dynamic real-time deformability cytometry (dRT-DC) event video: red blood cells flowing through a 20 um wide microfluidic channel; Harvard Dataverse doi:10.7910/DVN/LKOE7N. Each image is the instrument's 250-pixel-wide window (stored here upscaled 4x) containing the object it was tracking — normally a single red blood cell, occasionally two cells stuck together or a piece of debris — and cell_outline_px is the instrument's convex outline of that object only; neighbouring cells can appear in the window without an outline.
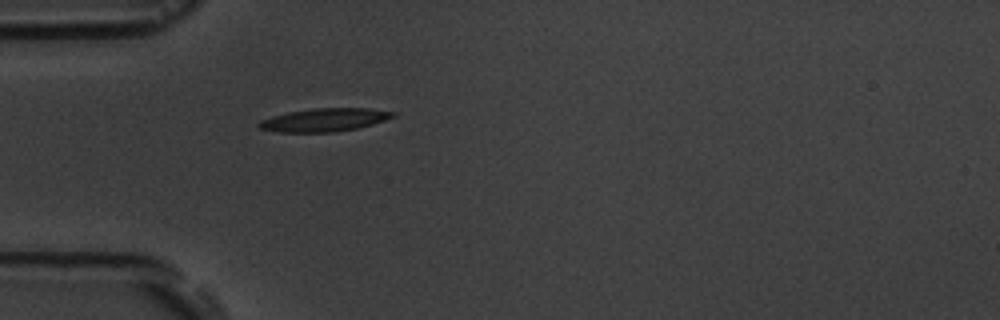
{"species": "common noctule bat (a hibernating species)", "species_latin": "Nyctalus noctula", "temperature_condition": "room temperature", "stored_images_in_passage": 1, "camera_frame_rate_fps": 3000, "um_per_image_px": 0.085, "animal": {"sex": "male", "body_mass_g": 19.5, "forearm_length_mm": 54.6}, "frame": {"image": 1, "passage_image": 1, "time_ms": 0.0, "image_size_px": [1000, 320], "cell_outline_px": [[396, 116], [372, 124], [356, 128], [332, 132], [280, 132], [260, 128], [256, 124], [260, 120], [272, 116], [288, 112], [312, 108], [368, 108], [396, 112]], "centroid_in_image_um": [27.56, 10.18], "position_along_channel_um": 57.4, "area_um2": 17.98}}